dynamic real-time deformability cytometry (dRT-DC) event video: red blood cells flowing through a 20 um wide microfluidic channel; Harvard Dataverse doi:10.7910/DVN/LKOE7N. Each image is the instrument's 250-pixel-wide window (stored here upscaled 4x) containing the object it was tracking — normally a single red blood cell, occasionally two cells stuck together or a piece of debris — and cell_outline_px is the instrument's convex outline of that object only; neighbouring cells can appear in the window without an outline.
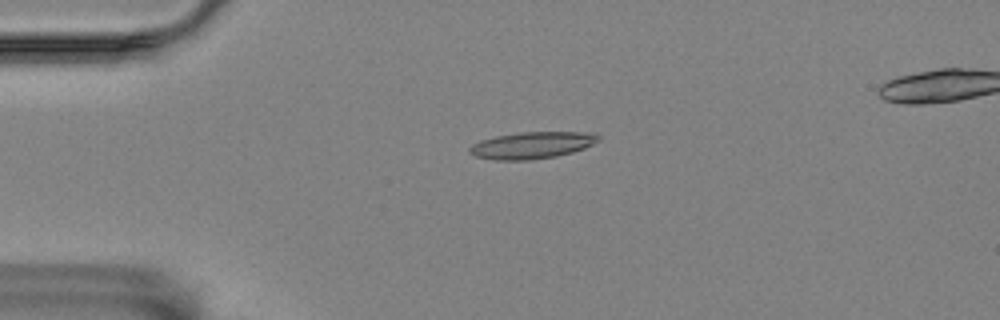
{"species": "Egyptian fruit bat (a non-hibernating species)", "species_latin": "Rousettus aegyptiacus", "temperature_condition": "room temperature", "stored_images_in_passage": 5, "segment_of_instrument_passage": [1, 2], "camera_frame_rate_fps": 3000, "um_per_image_px": 0.085, "animal": {"sex": "female"}, "frame": {"image": 1, "passage_image": 3, "time_ms": 4.0, "image_size_px": [1000, 320], "cell_outline_px": [[600, 140], [584, 148], [572, 152], [556, 156], [528, 160], [496, 160], [476, 156], [468, 152], [468, 148], [472, 144], [480, 140], [496, 136], [520, 132], [596, 132], [600, 136]], "centroid_in_image_um": [45.23, 12.33], "position_along_channel_um": 39.8, "area_um2": 20.17}}